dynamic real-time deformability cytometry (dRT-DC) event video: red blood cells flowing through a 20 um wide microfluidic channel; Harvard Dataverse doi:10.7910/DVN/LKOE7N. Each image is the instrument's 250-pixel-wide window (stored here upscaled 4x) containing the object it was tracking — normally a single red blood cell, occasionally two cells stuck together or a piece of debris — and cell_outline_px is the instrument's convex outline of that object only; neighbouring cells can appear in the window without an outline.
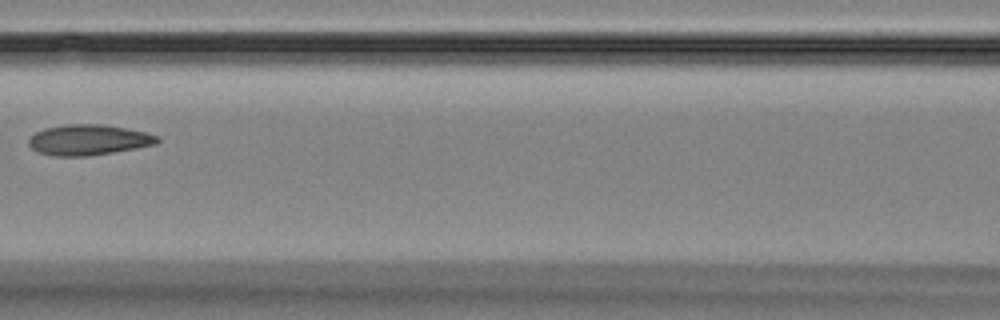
{"species": "Egyptian fruit bat (a non-hibernating species)", "species_latin": "Rousettus aegyptiacus", "temperature_condition": "room temperature", "stored_images_in_passage": 8, "segment_of_instrument_passage": [1, 2], "camera_frame_rate_fps": 3000, "um_per_image_px": 0.085, "animal": {"sex": "female"}, "frame": {"image": 1, "passage_image": 4, "time_ms": 3.667, "image_size_px": [1000, 320], "cell_outline_px": [[160, 140], [156, 144], [112, 152], [84, 156], [56, 156], [40, 152], [32, 148], [28, 144], [28, 140], [36, 132], [44, 128], [64, 124], [104, 124], [144, 132], [160, 136]], "centroid_in_image_um": [7.52, 11.87], "position_along_channel_um": 159.1, "area_um2": 22.66}}
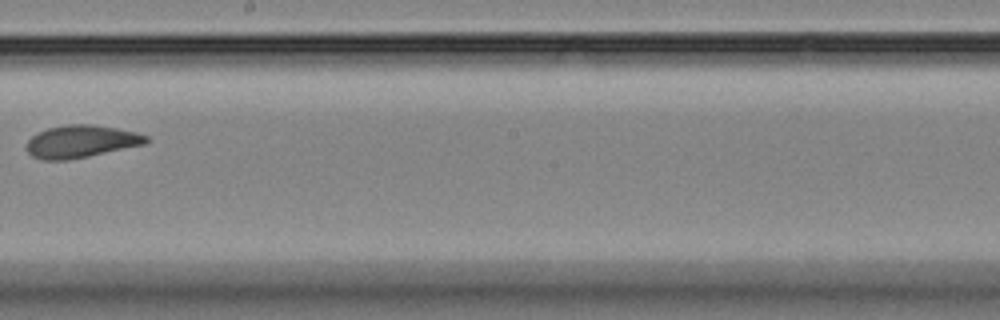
{"frame": {"image": 2, "passage_image": 6, "time_ms": 6.0, "image_size_px": [1000, 320], "cell_outline_px": [[148, 140], [144, 144], [88, 156], [68, 160], [44, 160], [32, 156], [28, 152], [28, 140], [32, 136], [48, 128], [68, 124], [88, 124], [116, 128], [136, 132], [148, 136]], "centroid_in_image_um": [6.89, 12.02], "position_along_channel_um": 241.3, "area_um2": 22.25}}
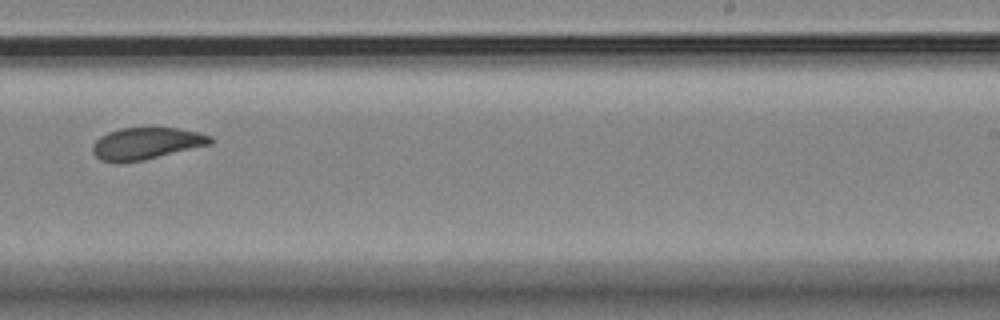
{"frame": {"image": 3, "passage_image": 7, "time_ms": 7.0, "image_size_px": [1000, 320], "cell_outline_px": [[216, 140], [212, 144], [144, 160], [100, 160], [92, 152], [92, 148], [96, 140], [100, 136], [108, 132], [120, 128], [176, 128], [196, 132], [212, 136]], "centroid_in_image_um": [12.49, 12.17], "position_along_channel_um": 276.5, "area_um2": 21.44}}